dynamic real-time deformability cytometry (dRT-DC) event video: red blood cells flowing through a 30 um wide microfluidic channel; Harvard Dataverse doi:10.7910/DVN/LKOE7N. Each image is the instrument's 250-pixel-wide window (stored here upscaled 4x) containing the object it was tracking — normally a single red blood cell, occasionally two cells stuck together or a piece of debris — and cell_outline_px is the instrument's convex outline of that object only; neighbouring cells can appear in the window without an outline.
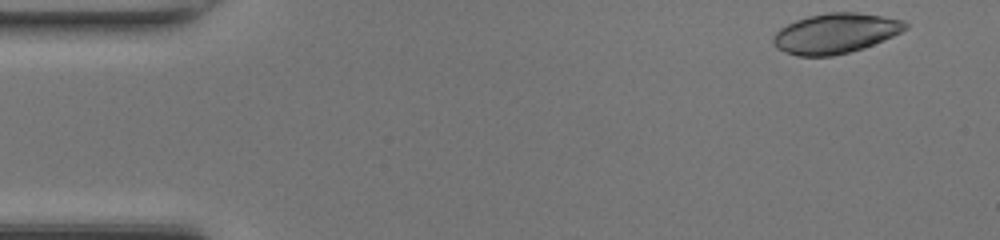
{"species": "common noctule bat (a hibernating species)", "species_latin": "Nyctalus noctula", "temperature_condition": "room temperature", "stored_images_in_passage": 46, "camera_frame_rate_fps": 3000, "um_per_image_px": 0.085, "animal": {"sex": "female", "body_mass_g": 17.0, "forearm_length_mm": 48.0}, "frame": {"image": 1, "passage_image": 1, "time_ms": 0.0, "image_size_px": [1000, 240], "cell_outline_px": [[908, 28], [892, 36], [872, 44], [848, 52], [832, 56], [796, 56], [784, 52], [776, 48], [772, 44], [772, 40], [776, 32], [780, 28], [796, 20], [808, 16], [828, 12], [856, 12], [904, 20], [908, 24]], "centroid_in_image_um": [70.97, 2.83], "position_along_channel_um": 14.0, "area_um2": 30.63}}
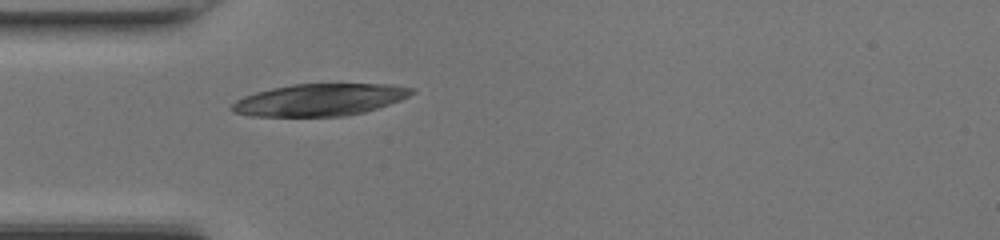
{"frame": {"image": 2, "passage_image": 12, "time_ms": 3.667, "image_size_px": [1000, 240], "cell_outline_px": [[416, 92], [400, 100], [364, 112], [344, 116], [248, 116], [232, 112], [228, 108], [236, 100], [244, 96], [256, 92], [272, 88], [292, 84], [388, 84], [416, 88]], "centroid_in_image_um": [27.15, 8.48], "position_along_channel_um": 57.9, "area_um2": 33.64}}